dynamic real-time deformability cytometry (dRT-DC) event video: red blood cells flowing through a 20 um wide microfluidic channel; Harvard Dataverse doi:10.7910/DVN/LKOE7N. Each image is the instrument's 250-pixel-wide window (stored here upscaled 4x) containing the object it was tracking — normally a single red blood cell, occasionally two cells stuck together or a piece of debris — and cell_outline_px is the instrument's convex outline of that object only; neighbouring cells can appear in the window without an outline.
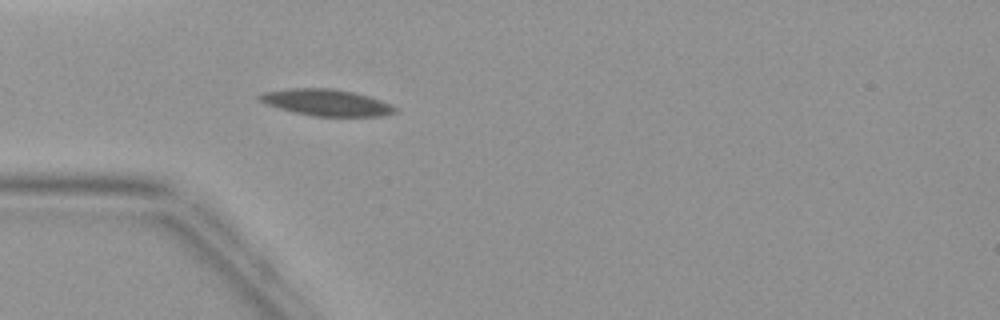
{"species": "common noctule bat (a hibernating species)", "species_latin": "Nyctalus noctula", "temperature_condition": "warm", "stored_images_in_passage": 4, "camera_frame_rate_fps": 3000, "um_per_image_px": 0.085, "animal": {"sex": "female", "body_mass_g": 19.9}, "frame": {"image": 1, "passage_image": 4, "time_ms": 3.667, "image_size_px": [1000, 320], "cell_outline_px": [[396, 112], [384, 116], [312, 116], [280, 108], [268, 104], [260, 100], [256, 96], [264, 92], [288, 88], [332, 88], [352, 92], [368, 96], [392, 104], [396, 108]], "centroid_in_image_um": [27.77, 8.71], "position_along_channel_um": 57.2, "area_um2": 20.75}}